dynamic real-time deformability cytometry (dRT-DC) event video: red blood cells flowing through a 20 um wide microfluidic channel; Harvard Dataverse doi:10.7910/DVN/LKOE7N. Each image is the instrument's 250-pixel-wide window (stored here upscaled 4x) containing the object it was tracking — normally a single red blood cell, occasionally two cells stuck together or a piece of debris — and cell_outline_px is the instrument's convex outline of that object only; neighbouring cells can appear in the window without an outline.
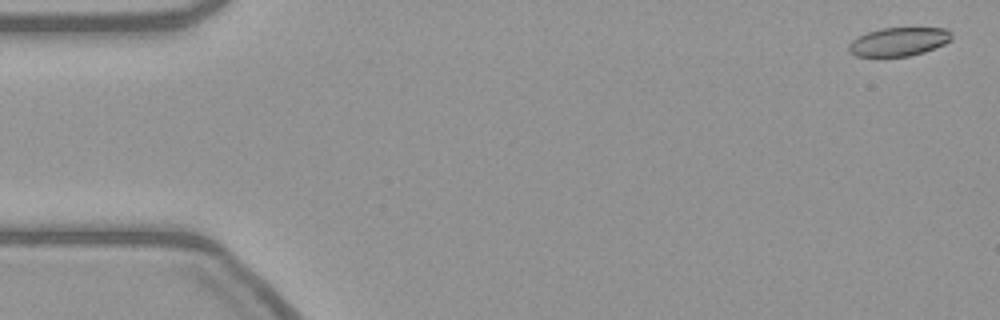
{"species": "common noctule bat (a hibernating species)", "species_latin": "Nyctalus noctula", "temperature_condition": "warm", "stored_images_in_passage": 51, "camera_frame_rate_fps": 3000, "um_per_image_px": 0.085, "animal": {"sex": "female", "body_mass_g": 21.9}, "frame": {"image": 1, "passage_image": 2, "time_ms": 0.333, "image_size_px": [1000, 320], "cell_outline_px": [[952, 40], [944, 44], [924, 52], [908, 56], [856, 56], [848, 52], [848, 44], [852, 40], [868, 32], [880, 28], [948, 28], [952, 32]], "centroid_in_image_um": [76.41, 3.54], "position_along_channel_um": 8.6, "area_um2": 17.17}}
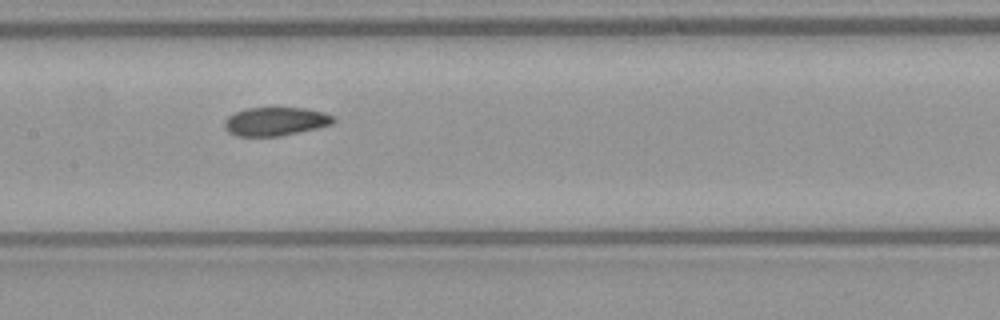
{"frame": {"image": 2, "passage_image": 27, "time_ms": 8.667, "image_size_px": [1000, 320], "cell_outline_px": [[336, 120], [332, 124], [316, 128], [280, 136], [236, 136], [228, 132], [224, 128], [224, 120], [232, 112], [244, 108], [304, 108], [324, 112], [332, 116]], "centroid_in_image_um": [23.36, 10.32], "position_along_channel_um": 184.0, "area_um2": 18.21}}
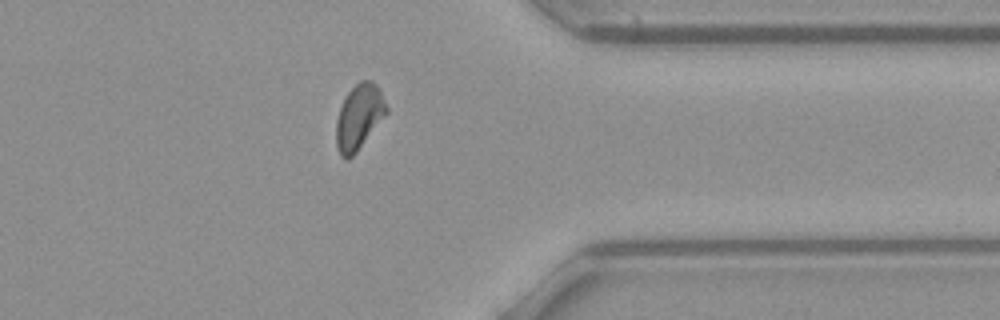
{"frame": {"image": 3, "passage_image": 44, "time_ms": 14.333, "image_size_px": [1000, 320], "cell_outline_px": [[388, 112], [356, 152], [348, 160], [344, 160], [340, 156], [336, 144], [336, 120], [340, 108], [348, 92], [360, 80], [372, 80], [380, 88], [388, 108]], "centroid_in_image_um": [30.52, 9.94], "position_along_channel_um": 380.9, "area_um2": 19.07}}